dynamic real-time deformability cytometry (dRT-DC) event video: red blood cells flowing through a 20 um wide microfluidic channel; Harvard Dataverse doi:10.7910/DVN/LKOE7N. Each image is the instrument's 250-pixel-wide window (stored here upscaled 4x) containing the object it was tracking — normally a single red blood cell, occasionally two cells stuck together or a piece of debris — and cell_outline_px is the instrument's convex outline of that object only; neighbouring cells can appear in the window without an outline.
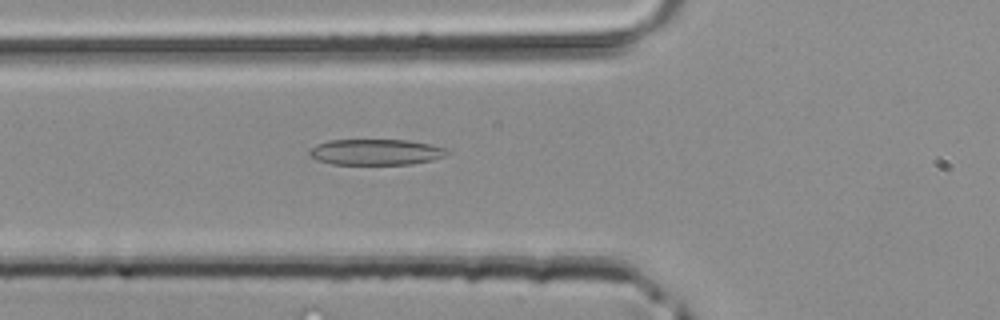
{"species": "common noctule bat (a hibernating species)", "species_latin": "Nyctalus noctula", "temperature_condition": "room temperature", "stored_images_in_passage": 25, "camera_frame_rate_fps": 3000, "um_per_image_px": 0.085, "animal": {"sex": "male", "body_mass_g": 20.4}, "frame": {"image": 1, "passage_image": 3, "time_ms": 0.667, "image_size_px": [1000, 320], "cell_outline_px": [[448, 152], [444, 156], [432, 160], [412, 164], [332, 164], [316, 160], [308, 152], [316, 144], [328, 140], [408, 140], [432, 144], [444, 148]], "centroid_in_image_um": [31.94, 12.92], "position_along_channel_um": 93.9, "area_um2": 20.69}}
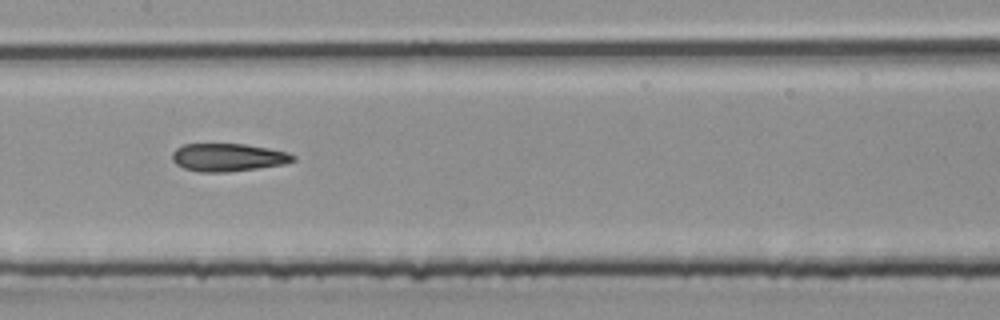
{"frame": {"image": 2, "passage_image": 9, "time_ms": 2.667, "image_size_px": [1000, 320], "cell_outline_px": [[296, 160], [284, 164], [228, 172], [196, 172], [184, 168], [176, 164], [172, 160], [172, 152], [176, 148], [184, 144], [244, 144], [268, 148], [288, 152], [296, 156]], "centroid_in_image_um": [19.37, 13.38], "position_along_channel_um": 188.0, "area_um2": 19.71}}
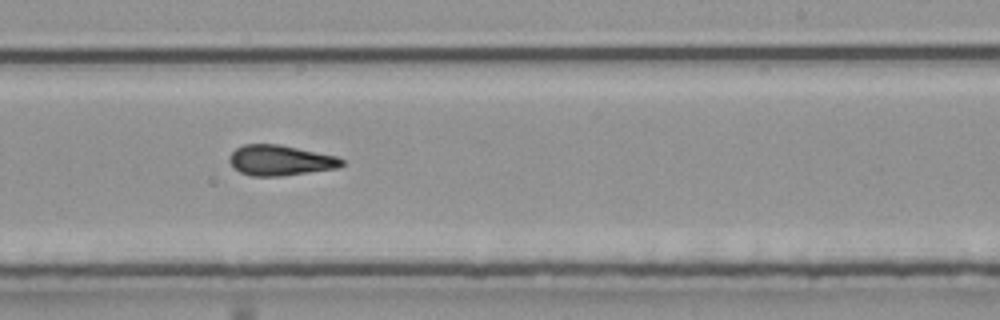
{"frame": {"image": 3, "passage_image": 14, "time_ms": 4.333, "image_size_px": [1000, 320], "cell_outline_px": [[344, 164], [340, 168], [280, 176], [252, 176], [240, 172], [228, 160], [228, 156], [236, 148], [244, 144], [280, 144], [336, 156], [344, 160]], "centroid_in_image_um": [23.84, 13.62], "position_along_channel_um": 265.2, "area_um2": 19.94}}